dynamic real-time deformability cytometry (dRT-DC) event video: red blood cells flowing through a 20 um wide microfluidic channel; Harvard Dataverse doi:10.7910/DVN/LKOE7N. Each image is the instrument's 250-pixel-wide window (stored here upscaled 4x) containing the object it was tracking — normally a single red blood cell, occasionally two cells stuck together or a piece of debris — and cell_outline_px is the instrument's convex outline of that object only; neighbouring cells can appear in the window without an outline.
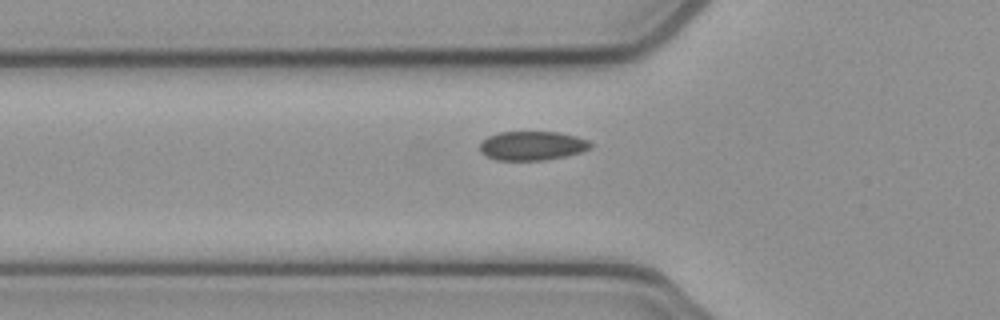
{"species": "common noctule bat (a hibernating species)", "species_latin": "Nyctalus noctula", "temperature_condition": "cold", "stored_images_in_passage": 39, "camera_frame_rate_fps": 3000, "um_per_image_px": 0.085, "animal": {"sex": "female", "body_mass_g": 21.9}, "frame": {"image": 1, "passage_image": 9, "time_ms": 2.667, "image_size_px": [1000, 320], "cell_outline_px": [[592, 148], [580, 152], [564, 156], [544, 160], [496, 160], [484, 156], [480, 152], [480, 144], [488, 136], [500, 132], [556, 132], [576, 136], [588, 140], [592, 144]], "centroid_in_image_um": [45.22, 12.39], "position_along_channel_um": 80.6, "area_um2": 18.73}}
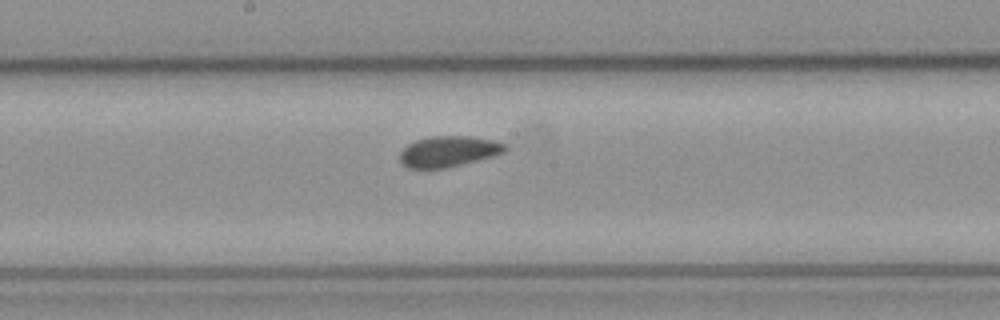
{"frame": {"image": 2, "passage_image": 19, "time_ms": 6.0, "image_size_px": [1000, 320], "cell_outline_px": [[508, 148], [504, 152], [492, 156], [448, 168], [408, 168], [400, 160], [400, 152], [408, 144], [416, 140], [432, 136], [468, 136], [496, 140], [508, 144]], "centroid_in_image_um": [38.16, 12.86], "position_along_channel_um": 210.0, "area_um2": 18.9}}
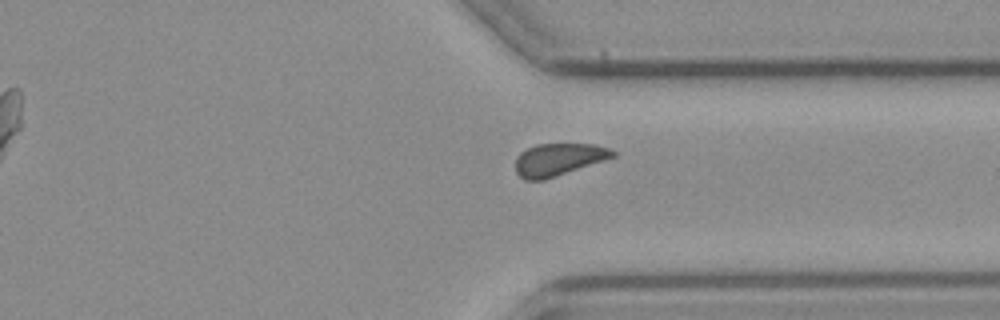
{"frame": {"image": 3, "passage_image": 31, "time_ms": 10.0, "image_size_px": [1000, 320], "cell_outline_px": [[616, 156], [544, 180], [524, 180], [516, 172], [516, 156], [520, 152], [536, 144], [592, 144], [608, 148], [616, 152]], "centroid_in_image_um": [47.44, 13.55], "position_along_channel_um": 364.0, "area_um2": 18.21}}